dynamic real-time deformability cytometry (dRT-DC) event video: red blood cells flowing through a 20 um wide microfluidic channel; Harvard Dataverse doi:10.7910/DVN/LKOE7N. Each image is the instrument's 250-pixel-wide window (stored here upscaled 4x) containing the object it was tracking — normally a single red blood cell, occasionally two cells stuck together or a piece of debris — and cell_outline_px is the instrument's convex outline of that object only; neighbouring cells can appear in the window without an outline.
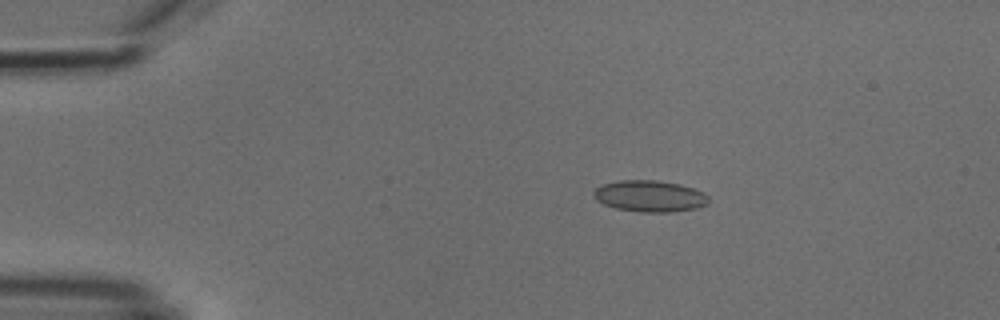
{"species": "common noctule bat (a hibernating species)", "species_latin": "Nyctalus noctula", "temperature_condition": "cold", "stored_images_in_passage": 4, "camera_frame_rate_fps": 3000, "um_per_image_px": 0.085, "animal": {"sex": "male", "body_mass_g": 18.8}, "frame": {"image": 1, "passage_image": 2, "time_ms": 2.0, "image_size_px": [1000, 320], "cell_outline_px": [[708, 204], [696, 208], [672, 212], [640, 212], [616, 208], [604, 204], [596, 200], [592, 196], [592, 192], [596, 188], [604, 184], [620, 180], [656, 180], [680, 184], [704, 192], [708, 196]], "centroid_in_image_um": [55.22, 16.67], "position_along_channel_um": 29.8, "area_um2": 21.1}}